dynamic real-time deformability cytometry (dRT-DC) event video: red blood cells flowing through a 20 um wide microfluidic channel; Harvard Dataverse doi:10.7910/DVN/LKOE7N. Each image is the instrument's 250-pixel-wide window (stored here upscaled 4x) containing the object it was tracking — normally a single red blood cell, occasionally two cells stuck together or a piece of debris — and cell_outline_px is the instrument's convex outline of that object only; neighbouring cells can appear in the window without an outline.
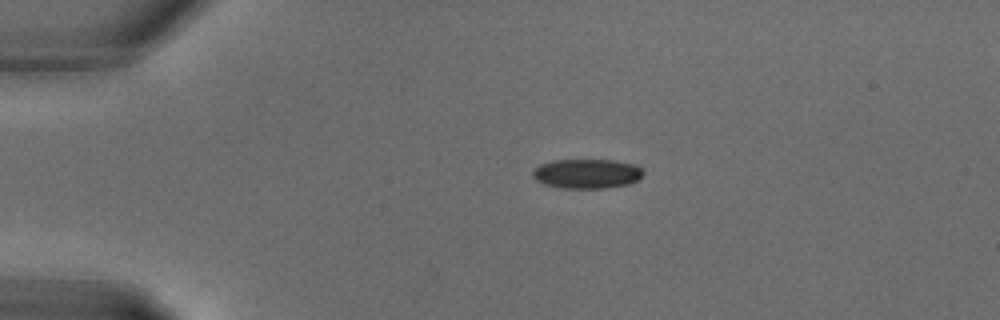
{"species": "common noctule bat (a hibernating species)", "species_latin": "Nyctalus noctula", "temperature_condition": "warm", "stored_images_in_passage": 24, "camera_frame_rate_fps": 3000, "um_per_image_px": 0.085, "animal": {"sex": "male", "body_mass_g": 18.8}, "frame": {"image": 1, "passage_image": 1, "time_ms": 0.0, "image_size_px": [1000, 320], "cell_outline_px": [[644, 172], [636, 180], [628, 184], [608, 188], [560, 188], [544, 184], [536, 180], [532, 176], [532, 172], [540, 164], [552, 160], [612, 160], [632, 164], [640, 168]], "centroid_in_image_um": [49.84, 14.77], "position_along_channel_um": 35.2, "area_um2": 18.9}}
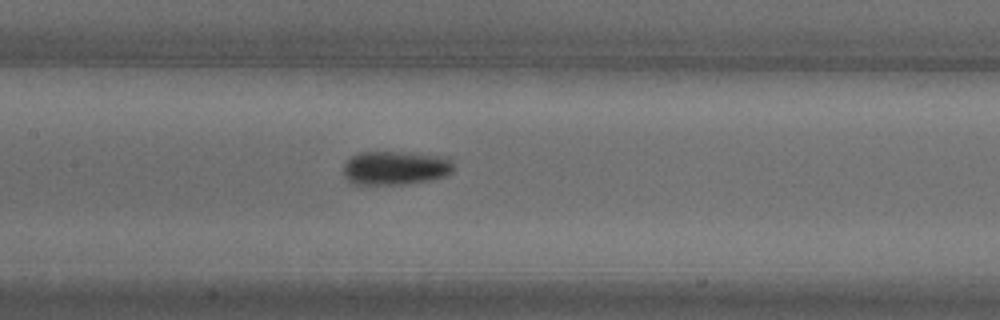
{"frame": {"image": 2, "passage_image": 9, "time_ms": 2.667, "image_size_px": [1000, 320], "cell_outline_px": [[452, 172], [444, 176], [432, 180], [404, 184], [352, 184], [344, 176], [344, 164], [352, 156], [360, 152], [412, 152], [452, 156]], "centroid_in_image_um": [33.66, 14.26], "position_along_channel_um": 173.7, "area_um2": 22.08}}
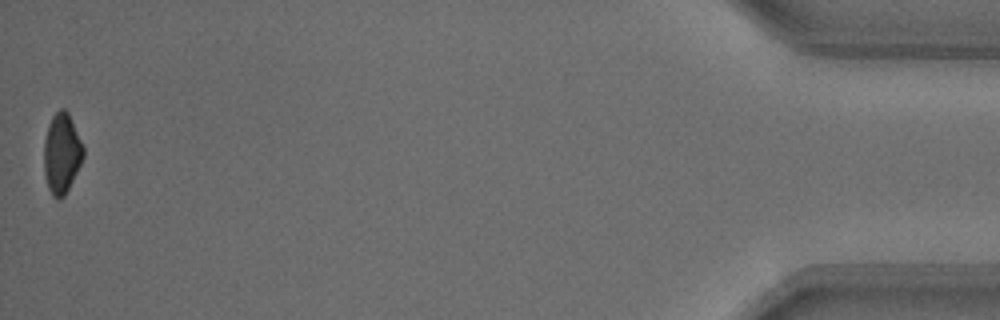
{"frame": {"image": 3, "passage_image": 24, "time_ms": 7.667, "image_size_px": [1000, 320], "cell_outline_px": [[84, 156], [64, 196], [60, 200], [52, 196], [48, 188], [44, 172], [44, 140], [48, 124], [52, 116], [60, 108], [64, 108], [68, 112], [84, 148]], "centroid_in_image_um": [5.23, 13.03], "position_along_channel_um": 430.0, "area_um2": 18.26}}